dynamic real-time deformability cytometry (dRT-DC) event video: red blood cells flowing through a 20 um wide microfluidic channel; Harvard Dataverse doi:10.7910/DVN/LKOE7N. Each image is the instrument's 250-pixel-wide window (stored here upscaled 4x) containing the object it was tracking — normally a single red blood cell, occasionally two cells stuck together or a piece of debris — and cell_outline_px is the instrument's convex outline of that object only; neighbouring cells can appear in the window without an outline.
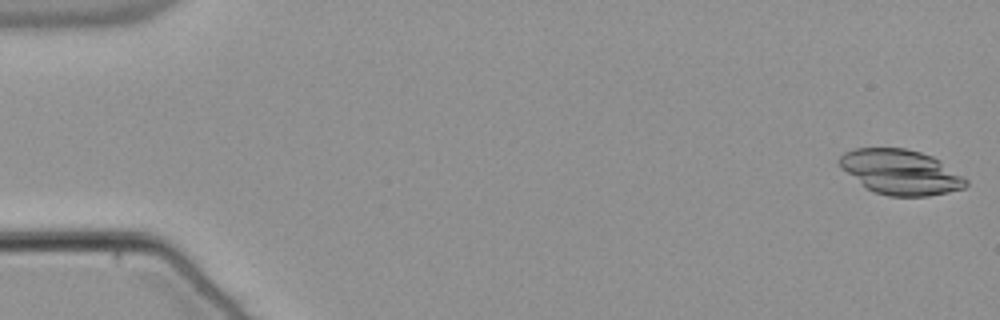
{"species": "common noctule bat (a hibernating species)", "species_latin": "Nyctalus noctula", "temperature_condition": "warm", "stored_images_in_passage": 53, "segment_of_instrument_passage": [1, 2], "camera_frame_rate_fps": 3000, "um_per_image_px": 0.085, "animal": {"sex": "male", "body_mass_g": 21.5, "forearm_length_mm": 52.0}, "frame": {"image": 1, "passage_image": 1, "time_ms": 0.0, "image_size_px": [1000, 320], "cell_outline_px": [[968, 184], [964, 188], [948, 192], [928, 196], [888, 196], [864, 188], [840, 168], [840, 156], [844, 152], [856, 148], [904, 148], [920, 152], [932, 156], [940, 160], [968, 180]], "centroid_in_image_um": [76.54, 14.63], "position_along_channel_um": 8.5, "area_um2": 33.18}}